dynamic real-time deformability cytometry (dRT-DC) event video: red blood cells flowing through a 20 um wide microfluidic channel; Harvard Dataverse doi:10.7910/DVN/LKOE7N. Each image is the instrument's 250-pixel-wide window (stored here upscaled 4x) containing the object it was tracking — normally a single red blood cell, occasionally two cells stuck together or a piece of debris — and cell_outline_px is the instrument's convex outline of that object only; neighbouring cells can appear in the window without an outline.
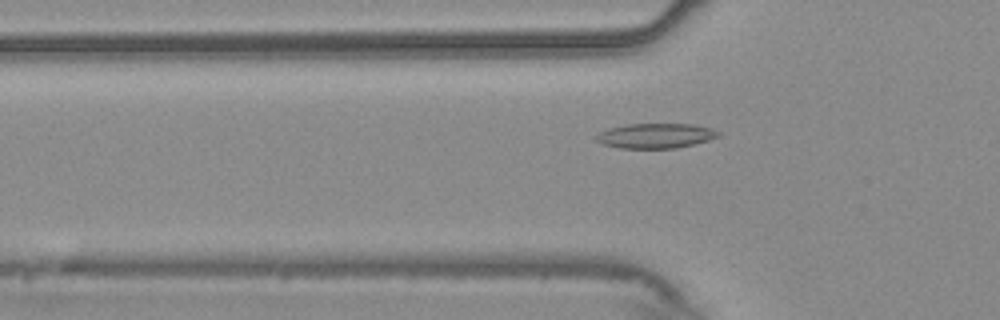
{"species": "common noctule bat (a hibernating species)", "species_latin": "Nyctalus noctula", "temperature_condition": "warm", "stored_images_in_passage": 50, "camera_frame_rate_fps": 3000, "um_per_image_px": 0.085, "animal": {"sex": "male", "body_mass_g": 20.4}, "frame": {"image": 1, "passage_image": 14, "time_ms": 4.333, "image_size_px": [1000, 320], "cell_outline_px": [[720, 136], [696, 144], [676, 148], [620, 148], [604, 144], [596, 140], [596, 136], [600, 132], [608, 128], [628, 124], [692, 124], [712, 128], [720, 132]], "centroid_in_image_um": [55.76, 11.54], "position_along_channel_um": 70.0, "area_um2": 17.69}}
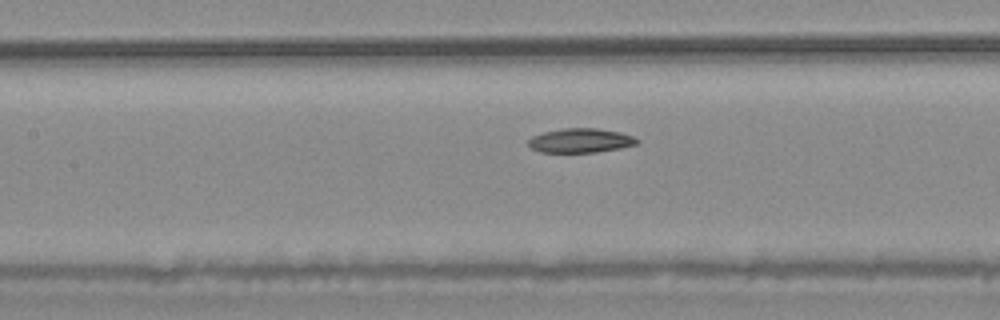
{"frame": {"image": 2, "passage_image": 21, "time_ms": 6.667, "image_size_px": [1000, 320], "cell_outline_px": [[640, 144], [620, 148], [596, 152], [540, 152], [532, 148], [528, 144], [528, 140], [532, 136], [544, 132], [564, 128], [596, 128], [620, 132], [632, 136], [640, 140]], "centroid_in_image_um": [49.37, 11.94], "position_along_channel_um": 158.0, "area_um2": 15.37}}
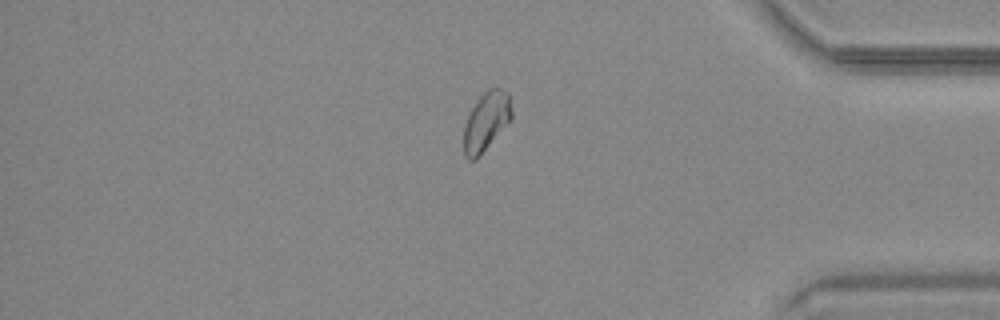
{"frame": {"image": 3, "passage_image": 42, "time_ms": 13.667, "image_size_px": [1000, 320], "cell_outline_px": [[512, 120], [476, 160], [468, 160], [464, 156], [464, 128], [468, 116], [476, 100], [488, 88], [500, 88], [508, 92], [512, 112]], "centroid_in_image_um": [41.34, 10.33], "position_along_channel_um": 393.9, "area_um2": 16.53}, "authors_computed_cell_mechanics": {"area_um2": 16.5019, "velocity_mm_per_s": 3.7439, "shape_relaxation_time_tau1_ms": 9.5859, "shape_relaxation_time_tau2_ms": null, "deformation_change_tau1": 0.1401, "deformation_change_tau2": null}}